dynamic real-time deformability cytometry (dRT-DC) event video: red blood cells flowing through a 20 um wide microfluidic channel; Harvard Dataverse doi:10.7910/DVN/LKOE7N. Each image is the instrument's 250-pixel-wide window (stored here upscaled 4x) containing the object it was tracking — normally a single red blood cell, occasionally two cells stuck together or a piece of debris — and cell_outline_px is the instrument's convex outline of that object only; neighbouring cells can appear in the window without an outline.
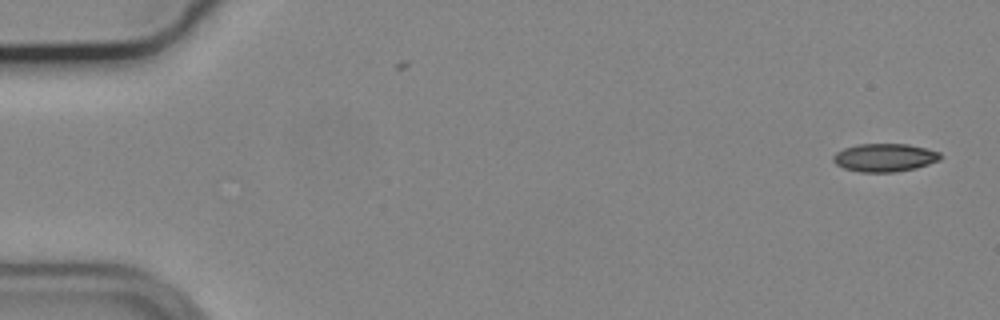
{"species": "common noctule bat (a hibernating species)", "species_latin": "Nyctalus noctula", "temperature_condition": "cold", "stored_images_in_passage": 10, "camera_frame_rate_fps": 3000, "um_per_image_px": 0.085, "animal": {"sex": "male", "body_mass_g": 19.2, "forearm_length_mm": 51.8}, "frame": {"image": 1, "passage_image": 1, "time_ms": 0.0, "image_size_px": [1000, 320], "cell_outline_px": [[944, 156], [940, 160], [916, 168], [896, 172], [860, 172], [844, 168], [836, 164], [832, 160], [832, 156], [836, 152], [844, 148], [856, 144], [908, 144], [940, 152]], "centroid_in_image_um": [75.19, 13.39], "position_along_channel_um": 9.8, "area_um2": 17.69}}